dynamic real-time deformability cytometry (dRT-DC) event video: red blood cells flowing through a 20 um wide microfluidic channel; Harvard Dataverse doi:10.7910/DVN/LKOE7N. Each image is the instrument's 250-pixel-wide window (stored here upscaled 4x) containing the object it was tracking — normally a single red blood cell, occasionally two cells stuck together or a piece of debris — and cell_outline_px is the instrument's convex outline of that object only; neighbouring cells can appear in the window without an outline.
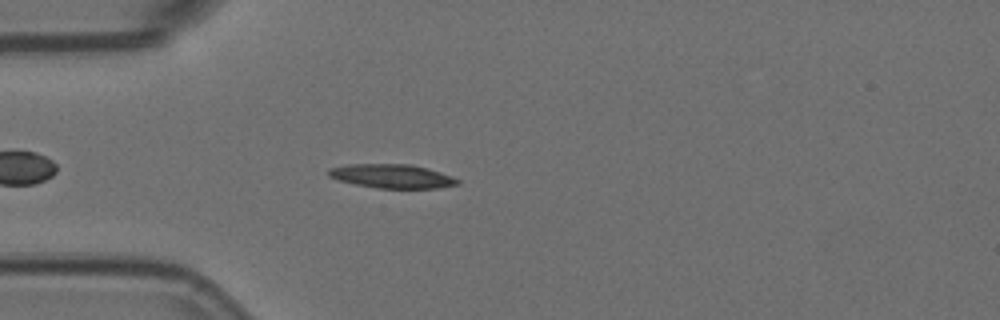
{"species": "Egyptian fruit bat (a non-hibernating species)", "species_latin": "Rousettus aegyptiacus", "temperature_condition": "room temperature", "stored_images_in_passage": 4, "camera_frame_rate_fps": 3000, "um_per_image_px": 0.085, "animal": {"sex": "female"}, "frame": {"image": 1, "passage_image": 4, "time_ms": 1.0, "image_size_px": [1000, 320], "cell_outline_px": [[460, 184], [440, 188], [376, 188], [336, 180], [328, 176], [328, 168], [348, 164], [412, 164], [428, 168], [452, 176], [460, 180]], "centroid_in_image_um": [33.32, 14.97], "position_along_channel_um": 51.7, "area_um2": 18.15}}